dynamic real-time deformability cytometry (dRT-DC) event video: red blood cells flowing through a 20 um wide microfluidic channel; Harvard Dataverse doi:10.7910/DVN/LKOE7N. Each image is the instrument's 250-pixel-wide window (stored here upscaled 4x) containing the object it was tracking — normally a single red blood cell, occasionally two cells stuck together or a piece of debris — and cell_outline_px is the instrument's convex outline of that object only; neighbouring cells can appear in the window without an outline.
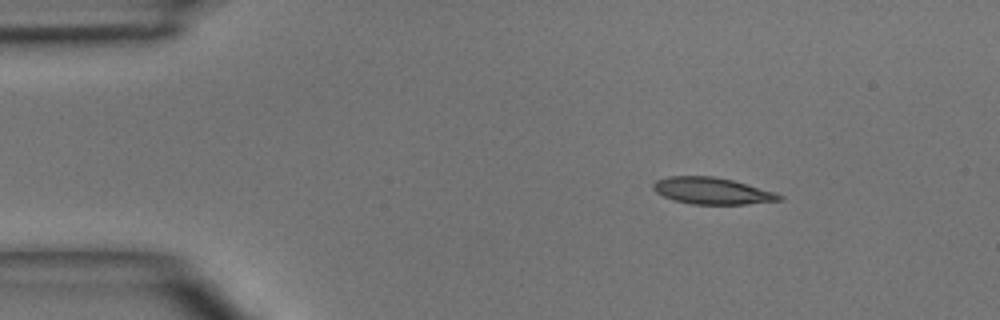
{"species": "common noctule bat (a hibernating species)", "species_latin": "Nyctalus noctula", "temperature_condition": "room temperature", "stored_images_in_passage": 6, "camera_frame_rate_fps": 3000, "um_per_image_px": 0.085, "animal": {"sex": "male", "body_mass_g": 15.6}, "frame": {"image": 1, "passage_image": 2, "time_ms": 1.0, "image_size_px": [1000, 320], "cell_outline_px": [[784, 200], [744, 204], [692, 204], [676, 200], [664, 196], [656, 192], [652, 188], [652, 184], [656, 180], [668, 176], [716, 176], [732, 180], [772, 192], [784, 196]], "centroid_in_image_um": [60.5, 16.22], "position_along_channel_um": 24.5, "area_um2": 19.36}}
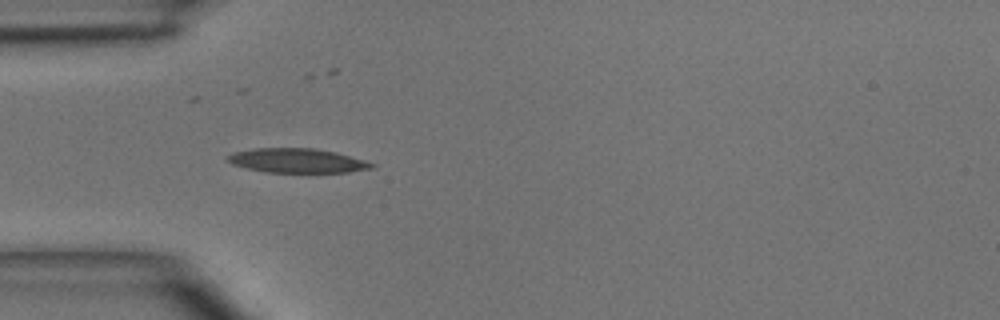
{"frame": {"image": 2, "passage_image": 4, "time_ms": 3.333, "image_size_px": [1000, 320], "cell_outline_px": [[376, 168], [348, 172], [264, 172], [232, 164], [224, 160], [224, 156], [232, 152], [256, 148], [312, 148], [336, 152], [364, 160], [376, 164]], "centroid_in_image_um": [25.23, 13.65], "position_along_channel_um": 59.8, "area_um2": 20.58}}
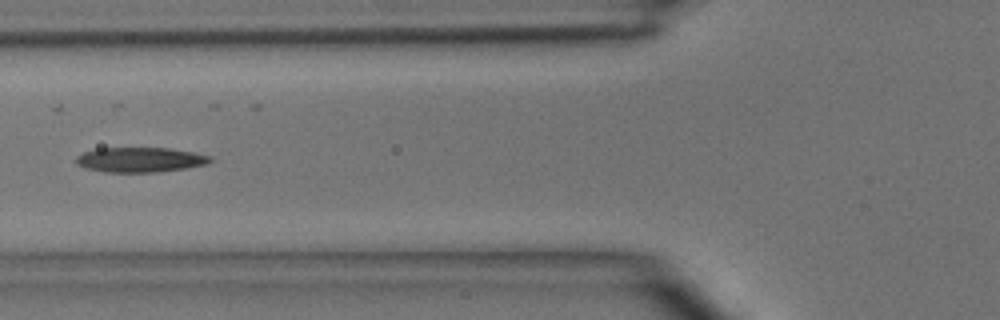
{"frame": {"image": 3, "passage_image": 5, "time_ms": 4.667, "image_size_px": [1000, 320], "cell_outline_px": [[212, 160], [208, 164], [160, 172], [104, 172], [84, 168], [76, 164], [76, 156], [84, 152], [96, 148], [168, 148], [192, 152], [212, 156]], "centroid_in_image_um": [11.89, 13.58], "position_along_channel_um": 113.9, "area_um2": 19.54}}